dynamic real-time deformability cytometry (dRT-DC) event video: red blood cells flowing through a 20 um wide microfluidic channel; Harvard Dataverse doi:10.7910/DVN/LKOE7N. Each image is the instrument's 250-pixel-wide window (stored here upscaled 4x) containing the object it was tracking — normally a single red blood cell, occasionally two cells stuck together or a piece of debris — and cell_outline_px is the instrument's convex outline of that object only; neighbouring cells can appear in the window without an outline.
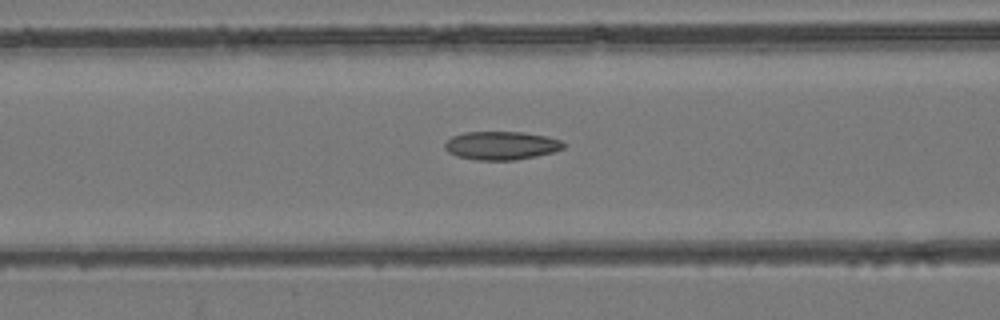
{"species": "common noctule bat (a hibernating species)", "species_latin": "Nyctalus noctula", "temperature_condition": "room temperature", "stored_images_in_passage": 31, "camera_frame_rate_fps": 3000, "um_per_image_px": 0.085, "animal": {"sex": "female", "body_mass_g": 24.6, "forearm_length_mm": 56.2}, "frame": {"image": 1, "passage_image": 13, "time_ms": 4.0, "image_size_px": [1000, 320], "cell_outline_px": [[568, 144], [564, 148], [552, 152], [536, 156], [516, 160], [476, 160], [456, 156], [448, 152], [444, 148], [444, 144], [452, 136], [464, 132], [524, 132], [544, 136], [560, 140]], "centroid_in_image_um": [42.6, 12.37], "position_along_channel_um": 124.0, "area_um2": 19.71}}
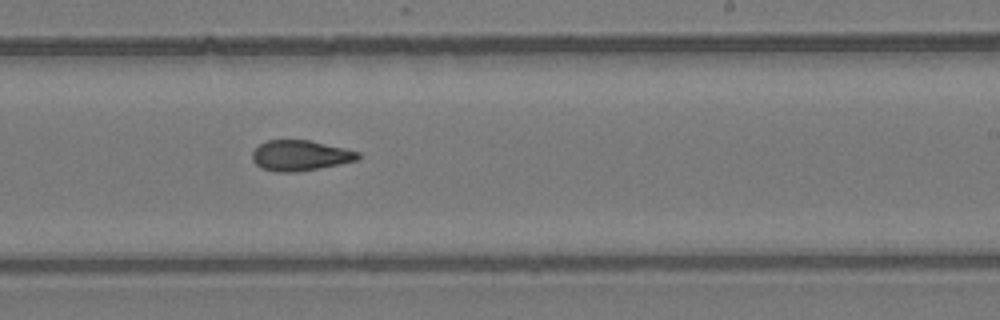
{"frame": {"image": 2, "passage_image": 23, "time_ms": 7.333, "image_size_px": [1000, 320], "cell_outline_px": [[360, 160], [320, 168], [296, 172], [276, 172], [260, 168], [252, 160], [252, 152], [260, 144], [268, 140], [308, 140], [344, 148], [360, 152]], "centroid_in_image_um": [25.52, 13.23], "position_along_channel_um": 263.5, "area_um2": 18.84}}
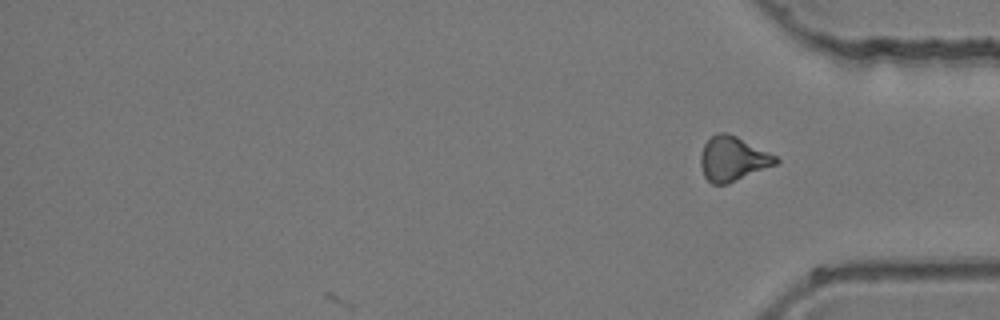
{"frame": {"image": 3, "passage_image": 31, "time_ms": 10.0, "image_size_px": [1000, 320], "cell_outline_px": [[780, 160], [776, 164], [728, 184], [712, 184], [704, 176], [700, 164], [700, 156], [704, 144], [716, 132], [728, 132], [776, 156]], "centroid_in_image_um": [62.26, 13.5], "position_along_channel_um": 372.9, "area_um2": 19.36}}